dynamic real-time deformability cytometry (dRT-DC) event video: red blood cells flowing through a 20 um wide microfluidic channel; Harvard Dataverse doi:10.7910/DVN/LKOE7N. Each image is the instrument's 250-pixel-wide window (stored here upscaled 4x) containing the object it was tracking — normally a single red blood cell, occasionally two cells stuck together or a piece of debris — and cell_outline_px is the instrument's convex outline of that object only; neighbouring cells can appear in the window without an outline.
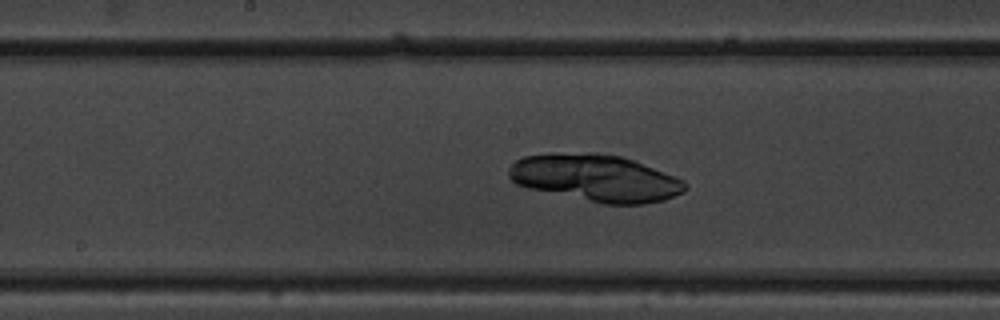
{"species": "common noctule bat (a hibernating species)", "species_latin": "Nyctalus noctula", "temperature_condition": "warm", "stored_images_in_passage": 51, "camera_frame_rate_fps": 3000, "um_per_image_px": 0.085, "animal": {"sex": "male", "body_mass_g": 19.5, "forearm_length_mm": 54.6}, "frame": {"image": 1, "passage_image": 27, "time_ms": 8.667, "image_size_px": [1000, 320], "cell_outline_px": [[688, 188], [684, 192], [664, 200], [644, 204], [604, 204], [528, 188], [516, 184], [508, 176], [508, 168], [516, 160], [524, 156], [552, 152], [596, 152], [620, 156], [632, 160], [684, 180], [688, 184]], "centroid_in_image_um": [50.6, 15.12], "position_along_channel_um": 197.6, "area_um2": 48.49}}
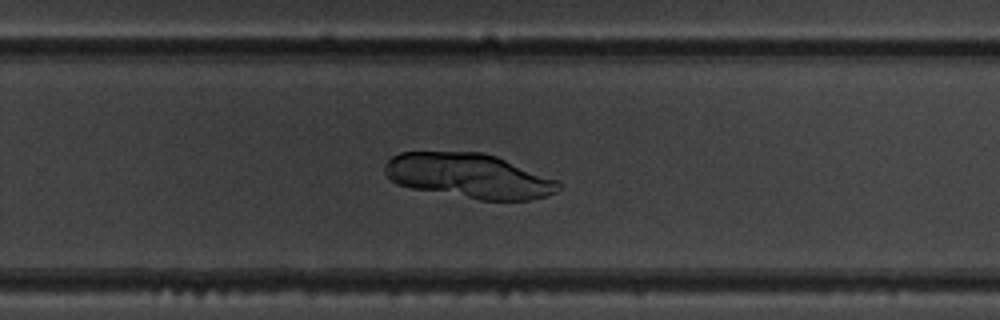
{"frame": {"image": 2, "passage_image": 34, "time_ms": 11.0, "image_size_px": [1000, 320], "cell_outline_px": [[560, 188], [556, 192], [544, 196], [528, 200], [480, 200], [412, 188], [396, 184], [384, 172], [384, 164], [392, 156], [400, 152], [484, 152], [496, 156], [560, 180]], "centroid_in_image_um": [39.87, 14.94], "position_along_channel_um": 289.9, "area_um2": 45.37}}
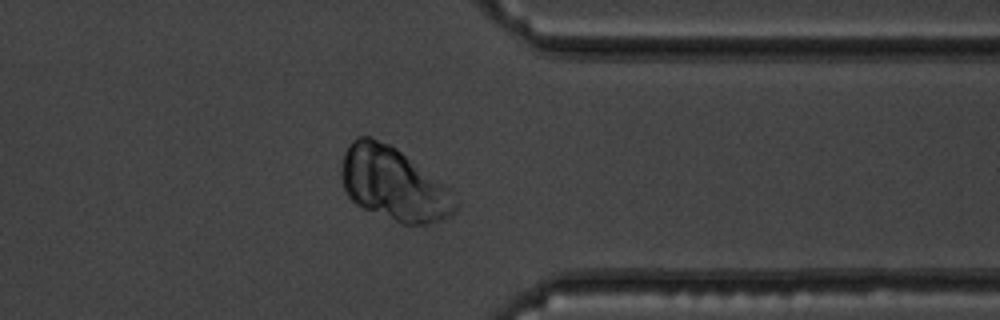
{"frame": {"image": 3, "passage_image": 41, "time_ms": 13.333, "image_size_px": [1000, 320], "cell_outline_px": [[460, 204], [456, 212], [452, 216], [428, 224], [404, 224], [364, 208], [356, 204], [348, 196], [344, 188], [340, 176], [340, 168], [344, 152], [352, 140], [356, 136], [368, 136], [388, 144], [396, 148], [448, 188]], "centroid_in_image_um": [33.45, 15.65], "position_along_channel_um": 378.0, "area_um2": 48.26}}